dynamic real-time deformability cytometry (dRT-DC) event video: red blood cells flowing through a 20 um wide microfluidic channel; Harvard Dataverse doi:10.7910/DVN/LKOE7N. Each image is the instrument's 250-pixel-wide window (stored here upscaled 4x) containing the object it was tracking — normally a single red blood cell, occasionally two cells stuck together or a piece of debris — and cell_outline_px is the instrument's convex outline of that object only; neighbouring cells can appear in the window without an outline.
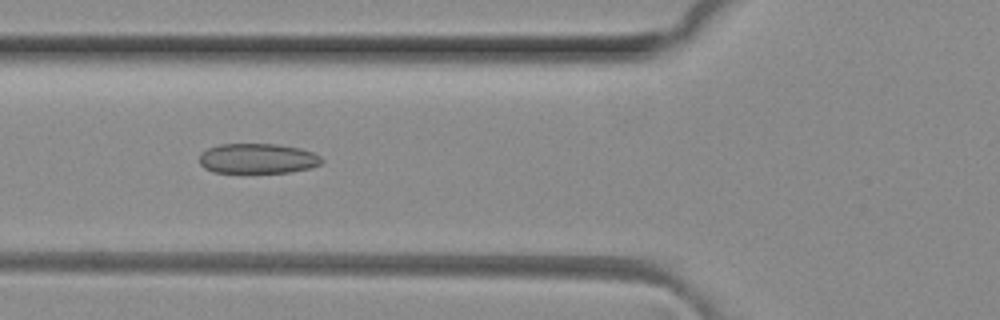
{"species": "common noctule bat (a hibernating species)", "species_latin": "Nyctalus noctula", "temperature_condition": "room temperature", "stored_images_in_passage": 6, "camera_frame_rate_fps": 3000, "um_per_image_px": 0.085, "animal": {"sex": "female", "body_mass_g": 29.2, "forearm_length_mm": 56.3}, "frame": {"image": 1, "passage_image": 5, "time_ms": 1.333, "image_size_px": [1000, 320], "cell_outline_px": [[324, 160], [320, 164], [308, 168], [288, 172], [212, 172], [204, 168], [200, 164], [200, 156], [208, 148], [220, 144], [276, 144], [300, 148], [312, 152], [320, 156]], "centroid_in_image_um": [21.9, 13.47], "position_along_channel_um": 103.9, "area_um2": 21.21}}
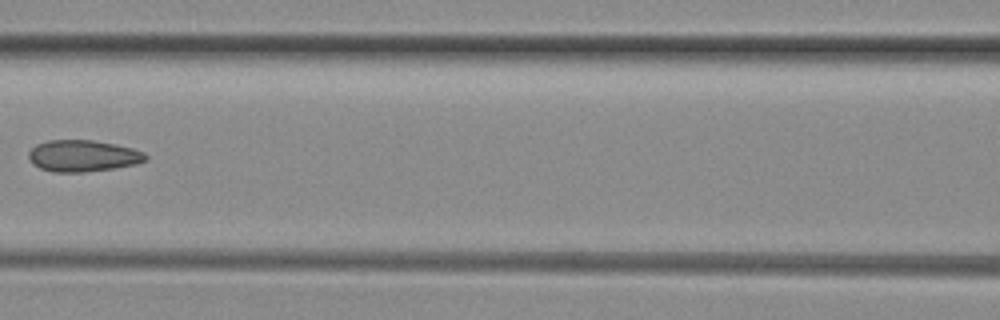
{"frame": {"image": 2, "passage_image": 6, "time_ms": 1.667, "image_size_px": [1000, 320], "cell_outline_px": [[148, 160], [136, 164], [116, 168], [84, 172], [52, 172], [40, 168], [32, 164], [28, 156], [28, 152], [36, 144], [48, 140], [92, 140], [116, 144], [132, 148], [144, 152], [148, 156]], "centroid_in_image_um": [7.06, 13.25], "position_along_channel_um": 159.5, "area_um2": 21.73}}